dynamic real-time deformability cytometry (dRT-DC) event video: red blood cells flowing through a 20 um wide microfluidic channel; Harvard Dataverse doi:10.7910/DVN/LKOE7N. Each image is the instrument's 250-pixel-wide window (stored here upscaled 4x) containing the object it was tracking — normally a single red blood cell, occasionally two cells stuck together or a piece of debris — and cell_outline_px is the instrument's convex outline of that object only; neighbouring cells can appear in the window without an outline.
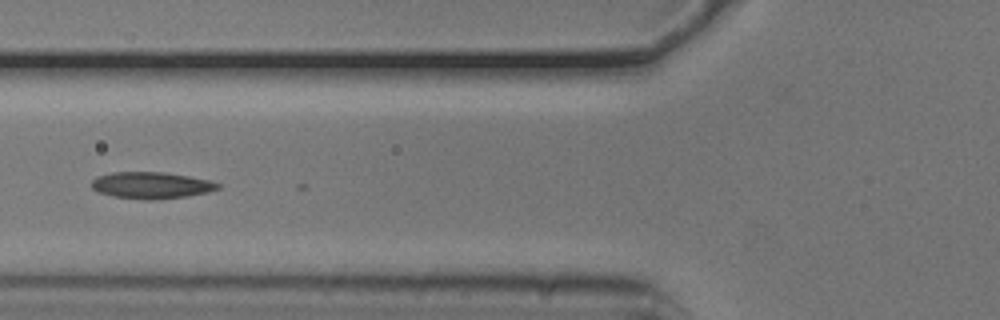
{"species": "common noctule bat (a hibernating species)", "species_latin": "Nyctalus noctula", "temperature_condition": "cold", "stored_images_in_passage": 11, "camera_frame_rate_fps": 3000, "um_per_image_px": 0.085, "animal": {"sex": "male", "body_mass_g": 20.5, "forearm_length_mm": 52.5}, "frame": {"image": 1, "passage_image": 7, "time_ms": 2.0, "image_size_px": [1000, 320], "cell_outline_px": [[220, 188], [208, 192], [188, 196], [148, 200], [112, 196], [96, 192], [92, 188], [92, 180], [96, 176], [112, 172], [164, 172], [188, 176], [208, 180], [220, 184]], "centroid_in_image_um": [12.82, 15.75], "position_along_channel_um": 113.0, "area_um2": 19.59}}
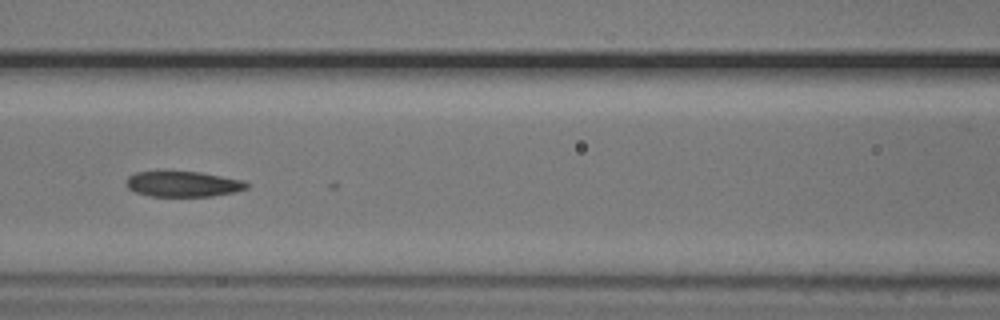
{"frame": {"image": 2, "passage_image": 10, "time_ms": 3.0, "image_size_px": [1000, 320], "cell_outline_px": [[248, 188], [236, 192], [212, 196], [152, 196], [136, 192], [128, 188], [124, 184], [128, 176], [136, 172], [200, 172], [244, 180], [248, 184]], "centroid_in_image_um": [15.57, 15.64], "position_along_channel_um": 151.0, "area_um2": 17.86}}